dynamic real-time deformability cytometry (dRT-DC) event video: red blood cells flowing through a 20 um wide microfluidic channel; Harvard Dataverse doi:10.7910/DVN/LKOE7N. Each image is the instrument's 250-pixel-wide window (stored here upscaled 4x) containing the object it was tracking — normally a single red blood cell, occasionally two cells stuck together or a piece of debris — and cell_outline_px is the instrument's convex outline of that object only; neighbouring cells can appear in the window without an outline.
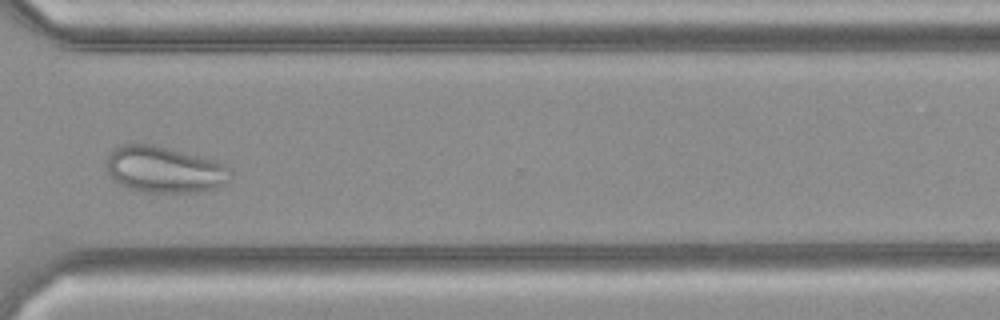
{"species": "common noctule bat (a hibernating species)", "species_latin": "Nyctalus noctula", "temperature_condition": "cold", "stored_images_in_passage": 28, "camera_frame_rate_fps": 3000, "um_per_image_px": 0.085, "animal": {"sex": "female", "body_mass_g": 21.9}, "frame": {"image": 1, "passage_image": 20, "time_ms": 6.333, "image_size_px": [1000, 320], "cell_outline_px": [[232, 176], [228, 180], [212, 188], [192, 192], [144, 192], [120, 184], [112, 180], [108, 172], [108, 156], [120, 144], [152, 144], [216, 160], [224, 164], [232, 172]], "centroid_in_image_um": [13.97, 14.4], "position_along_channel_um": 356.6, "area_um2": 33.0}}